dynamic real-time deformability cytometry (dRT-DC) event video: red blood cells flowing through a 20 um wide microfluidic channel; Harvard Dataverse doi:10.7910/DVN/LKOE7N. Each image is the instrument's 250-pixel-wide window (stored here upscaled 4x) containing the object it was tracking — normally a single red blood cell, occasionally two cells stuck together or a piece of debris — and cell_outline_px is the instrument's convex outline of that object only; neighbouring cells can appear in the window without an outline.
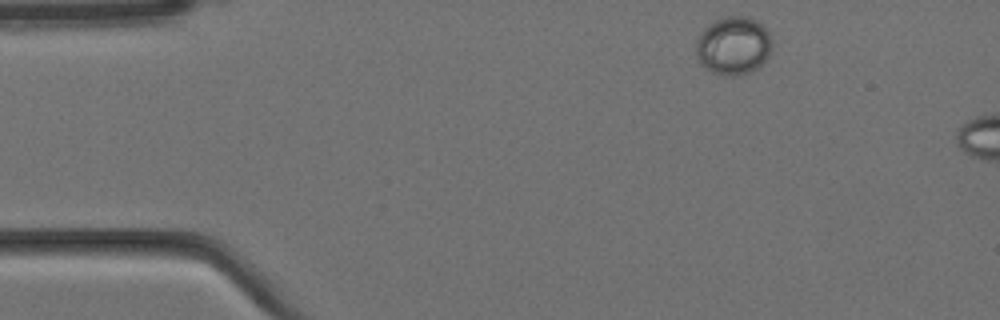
{"species": "Egyptian fruit bat (a non-hibernating species)", "species_latin": "Rousettus aegyptiacus", "temperature_condition": "cold", "stored_images_in_passage": 3, "camera_frame_rate_fps": 3000, "um_per_image_px": 0.085, "animal": {"sex": "female"}, "frame": {"image": 1, "passage_image": 1, "time_ms": 0.0, "image_size_px": [1000, 320], "cell_outline_px": [[772, 48], [768, 56], [760, 68], [748, 72], [732, 76], [724, 76], [712, 72], [704, 68], [700, 64], [696, 56], [696, 40], [700, 32], [708, 24], [724, 16], [748, 16], [756, 20], [768, 32], [772, 40]], "centroid_in_image_um": [62.32, 3.89], "position_along_channel_um": 22.7, "area_um2": 26.13}}